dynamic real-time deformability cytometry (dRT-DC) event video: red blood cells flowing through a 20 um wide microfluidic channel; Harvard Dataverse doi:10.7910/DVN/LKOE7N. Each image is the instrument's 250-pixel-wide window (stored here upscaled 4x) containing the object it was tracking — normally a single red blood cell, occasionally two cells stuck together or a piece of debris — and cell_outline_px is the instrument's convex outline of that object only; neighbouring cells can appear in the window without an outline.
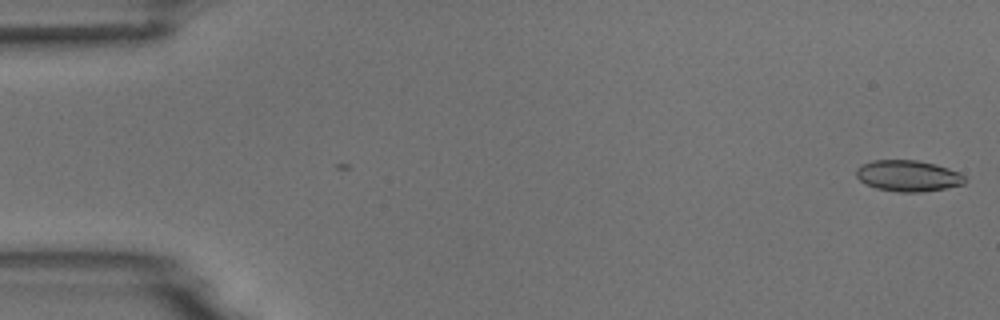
{"species": "common noctule bat (a hibernating species)", "species_latin": "Nyctalus noctula", "temperature_condition": "room temperature", "stored_images_in_passage": 54, "camera_frame_rate_fps": 3000, "um_per_image_px": 0.085, "animal": {"sex": "male", "body_mass_g": 18.8}, "frame": {"image": 1, "passage_image": 1, "time_ms": 0.0, "image_size_px": [1000, 320], "cell_outline_px": [[968, 180], [964, 184], [944, 188], [920, 192], [900, 192], [876, 188], [860, 180], [856, 176], [856, 168], [872, 160], [916, 160], [936, 164], [960, 172]], "centroid_in_image_um": [77.22, 14.94], "position_along_channel_um": 7.8, "area_um2": 19.65}}
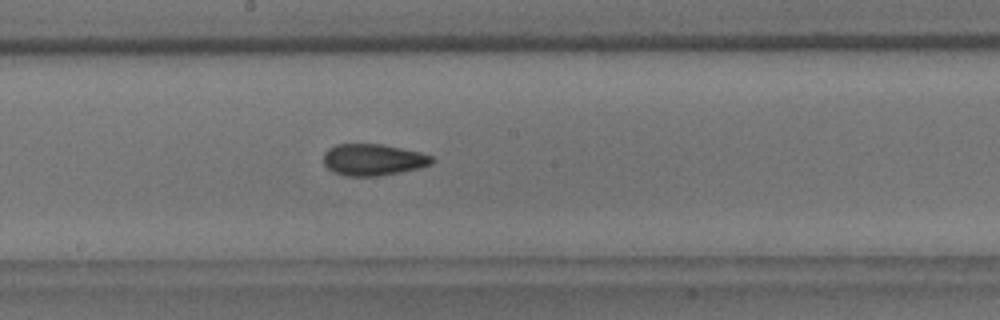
{"frame": {"image": 2, "passage_image": 29, "time_ms": 9.333, "image_size_px": [1000, 320], "cell_outline_px": [[436, 160], [432, 164], [420, 168], [400, 172], [376, 176], [348, 176], [332, 172], [324, 164], [324, 152], [328, 148], [336, 144], [380, 144], [420, 152], [432, 156]], "centroid_in_image_um": [31.72, 13.58], "position_along_channel_um": 216.5, "area_um2": 20.0}}
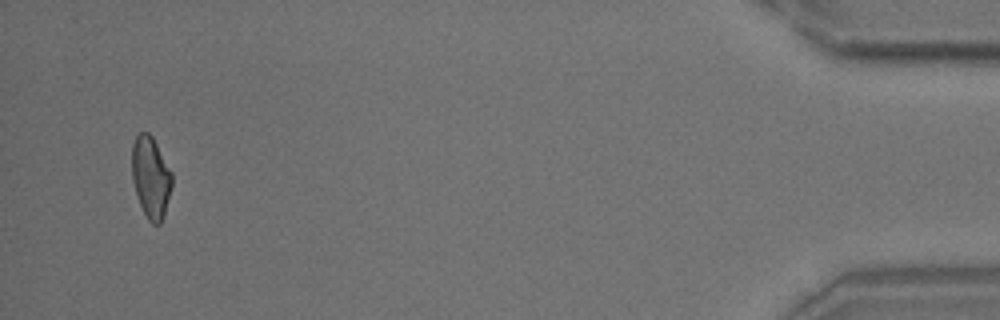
{"frame": {"image": 3, "passage_image": 52, "time_ms": 17.0, "image_size_px": [1000, 320], "cell_outline_px": [[172, 184], [164, 216], [160, 224], [152, 224], [148, 220], [140, 204], [132, 180], [132, 144], [136, 136], [140, 132], [148, 132], [152, 136], [172, 172]], "centroid_in_image_um": [12.82, 15.06], "position_along_channel_um": 422.4, "area_um2": 18.96}}